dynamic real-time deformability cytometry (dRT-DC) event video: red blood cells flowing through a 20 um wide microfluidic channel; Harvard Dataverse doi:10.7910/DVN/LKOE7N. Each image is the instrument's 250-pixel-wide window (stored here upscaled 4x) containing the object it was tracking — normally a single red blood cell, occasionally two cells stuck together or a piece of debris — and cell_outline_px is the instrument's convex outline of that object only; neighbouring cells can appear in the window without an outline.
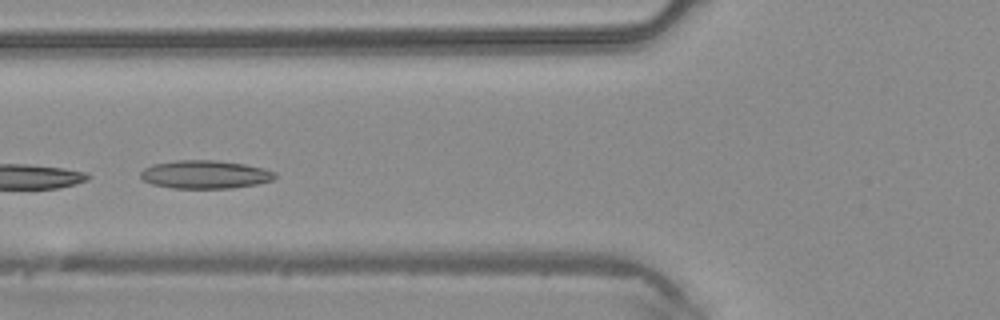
{"species": "common noctule bat (a hibernating species)", "species_latin": "Nyctalus noctula", "temperature_condition": "warm", "stored_images_in_passage": 5, "camera_frame_rate_fps": 3000, "um_per_image_px": 0.085, "animal": {"sex": "male", "body_mass_g": 20.4}, "frame": {"image": 1, "passage_image": 4, "time_ms": 1.0, "image_size_px": [1000, 320], "cell_outline_px": [[276, 176], [272, 180], [256, 184], [232, 188], [172, 188], [152, 184], [144, 180], [140, 176], [140, 172], [144, 168], [152, 164], [176, 160], [216, 160], [244, 164], [264, 168], [276, 172]], "centroid_in_image_um": [17.42, 14.82], "position_along_channel_um": 108.4, "area_um2": 22.14}}
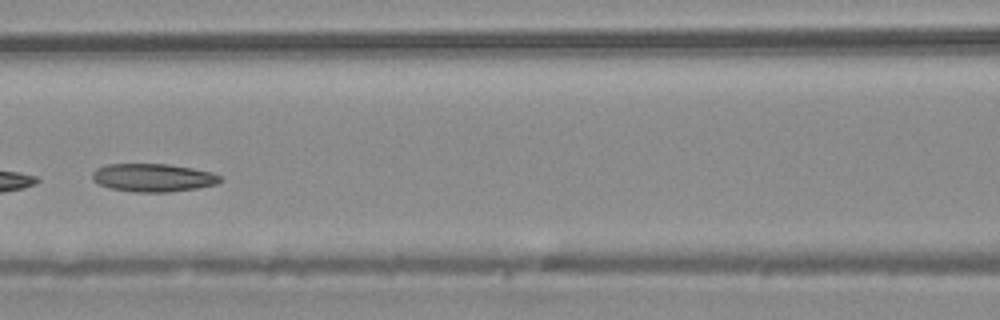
{"frame": {"image": 2, "passage_image": 5, "time_ms": 1.333, "image_size_px": [1000, 320], "cell_outline_px": [[220, 180], [216, 184], [196, 188], [168, 192], [136, 192], [108, 188], [96, 184], [92, 180], [92, 172], [96, 168], [104, 164], [168, 164], [192, 168], [212, 172], [220, 176]], "centroid_in_image_um": [12.93, 15.1], "position_along_channel_um": 153.7, "area_um2": 21.04}}